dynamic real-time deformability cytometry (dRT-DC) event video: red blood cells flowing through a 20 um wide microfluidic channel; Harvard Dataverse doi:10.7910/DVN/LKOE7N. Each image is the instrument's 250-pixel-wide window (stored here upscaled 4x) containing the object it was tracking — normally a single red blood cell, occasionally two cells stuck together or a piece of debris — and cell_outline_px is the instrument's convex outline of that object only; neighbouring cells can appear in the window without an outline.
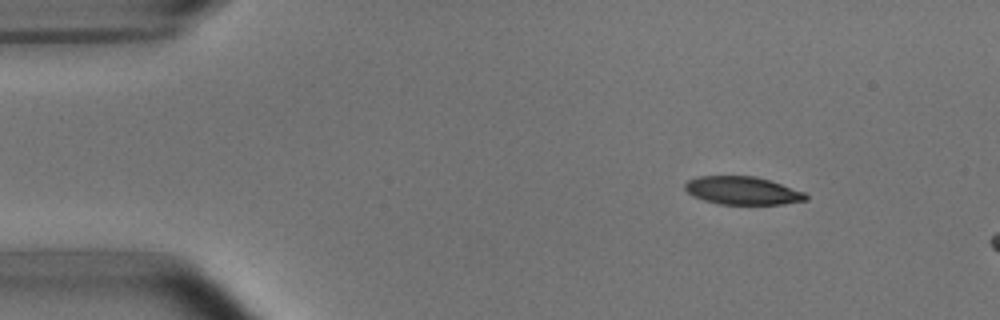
{"species": "common noctule bat (a hibernating species)", "species_latin": "Nyctalus noctula", "temperature_condition": "room temperature", "stored_images_in_passage": 4, "camera_frame_rate_fps": 3000, "um_per_image_px": 0.085, "animal": {"sex": "male", "body_mass_g": 15.6}, "frame": {"image": 1, "passage_image": 1, "time_ms": 0.0, "image_size_px": [1000, 320], "cell_outline_px": [[808, 200], [784, 204], [720, 204], [704, 200], [692, 196], [684, 188], [684, 184], [688, 180], [696, 176], [756, 176], [804, 192], [808, 196]], "centroid_in_image_um": [63.09, 16.2], "position_along_channel_um": 21.9, "area_um2": 19.71}}